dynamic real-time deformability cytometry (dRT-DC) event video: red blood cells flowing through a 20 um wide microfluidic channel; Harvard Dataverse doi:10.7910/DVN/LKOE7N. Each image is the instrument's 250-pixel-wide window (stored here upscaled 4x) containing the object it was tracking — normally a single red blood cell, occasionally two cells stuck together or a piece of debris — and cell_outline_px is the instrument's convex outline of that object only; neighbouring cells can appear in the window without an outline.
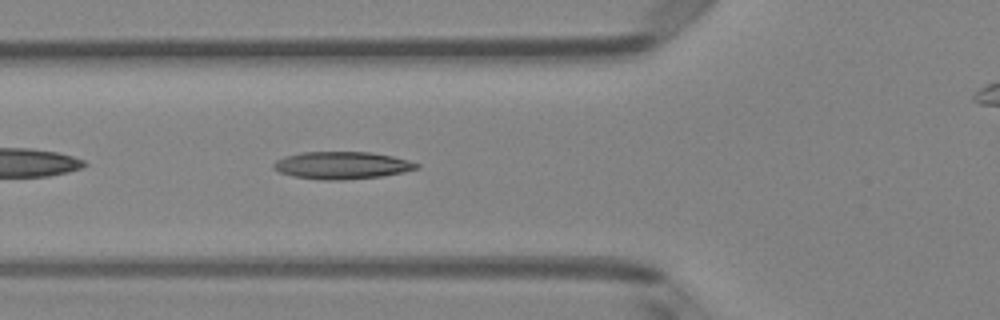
{"species": "Egyptian fruit bat (a non-hibernating species)", "species_latin": "Rousettus aegyptiacus", "temperature_condition": "room temperature", "stored_images_in_passage": 37, "camera_frame_rate_fps": 3000, "um_per_image_px": 0.085, "animal": {"sex": "female"}, "frame": {"image": 1, "passage_image": 4, "time_ms": 1.0, "image_size_px": [1000, 320], "cell_outline_px": [[420, 168], [404, 172], [380, 176], [344, 180], [320, 180], [292, 176], [280, 172], [272, 168], [272, 164], [276, 160], [284, 156], [304, 152], [368, 152], [392, 156], [408, 160], [420, 164]], "centroid_in_image_um": [29.05, 14.06], "position_along_channel_um": 96.8, "area_um2": 22.89}}
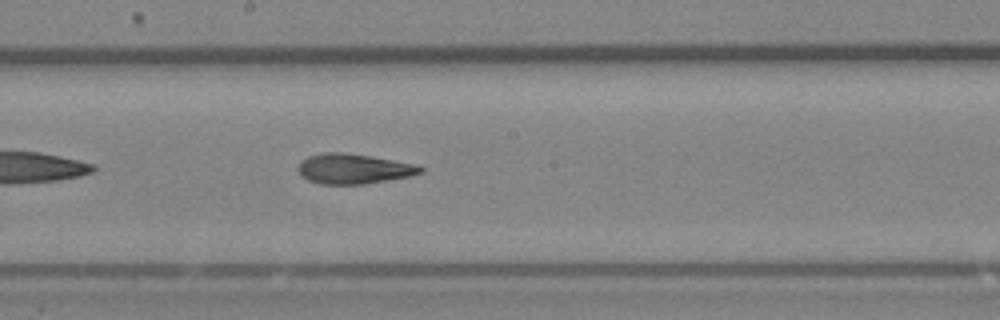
{"frame": {"image": 2, "passage_image": 13, "time_ms": 4.0, "image_size_px": [1000, 320], "cell_outline_px": [[424, 172], [408, 176], [364, 184], [320, 184], [308, 180], [300, 176], [296, 168], [300, 160], [308, 156], [324, 152], [344, 152], [392, 160], [412, 164], [424, 168]], "centroid_in_image_um": [29.96, 14.35], "position_along_channel_um": 218.2, "area_um2": 21.33}}
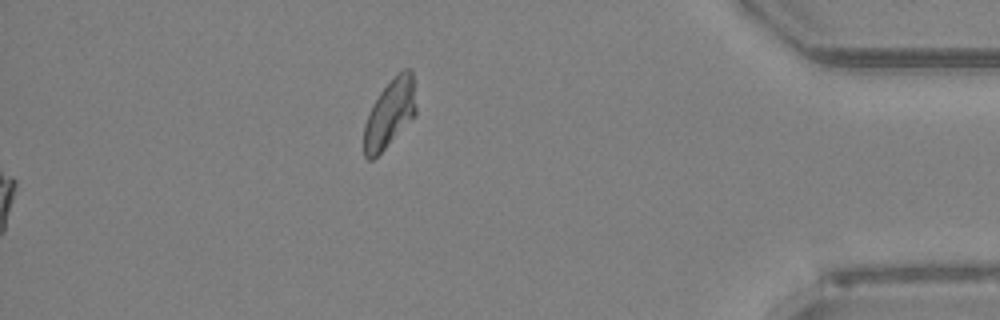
{"frame": {"image": 3, "passage_image": 37, "time_ms": 12.0, "image_size_px": [1000, 320], "cell_outline_px": [[416, 112], [384, 148], [372, 160], [368, 160], [364, 156], [364, 124], [372, 104], [380, 92], [404, 68], [412, 68], [416, 108]], "centroid_in_image_um": [33.1, 9.62], "position_along_channel_um": 402.1, "area_um2": 20.0}, "authors_computed_cell_mechanics": {"area_um2": 21.7906, "velocity_mm_per_s": 4.0583, "shape_relaxation_time_tau1_ms": 6.7609, "shape_relaxation_time_tau2_ms": 2.7088, "deformation_change_tau1": 0.1884, "deformation_change_tau2": 0.1251}}